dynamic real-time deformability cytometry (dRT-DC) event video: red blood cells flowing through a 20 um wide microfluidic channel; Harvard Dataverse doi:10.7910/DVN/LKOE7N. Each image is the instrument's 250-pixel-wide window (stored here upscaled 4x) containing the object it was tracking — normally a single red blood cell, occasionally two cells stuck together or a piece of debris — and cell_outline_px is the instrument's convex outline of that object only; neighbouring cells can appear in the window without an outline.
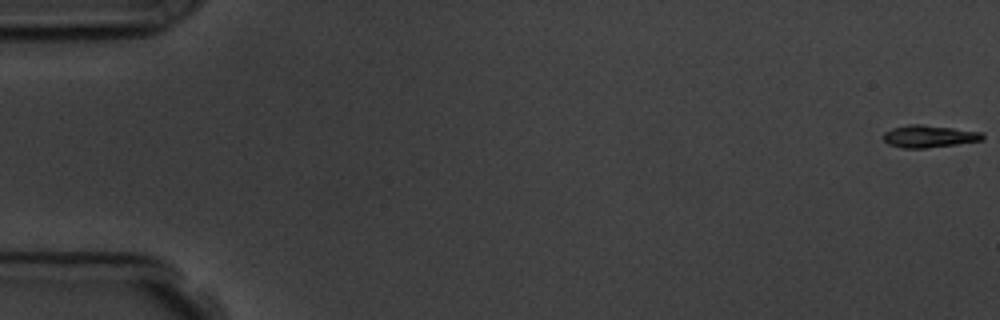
{"species": "common noctule bat (a hibernating species)", "species_latin": "Nyctalus noctula", "temperature_condition": "room temperature", "stored_images_in_passage": 5, "camera_frame_rate_fps": 3000, "um_per_image_px": 0.085, "animal": {"sex": "male", "body_mass_g": 19.5, "forearm_length_mm": 54.6}, "frame": {"image": 1, "passage_image": 1, "time_ms": 0.0, "image_size_px": [1000, 320], "cell_outline_px": [[984, 140], [956, 144], [924, 148], [904, 148], [888, 144], [884, 140], [884, 132], [892, 128], [908, 124], [920, 124], [984, 132]], "centroid_in_image_um": [78.98, 11.58], "position_along_channel_um": 6.0, "area_um2": 12.83}}
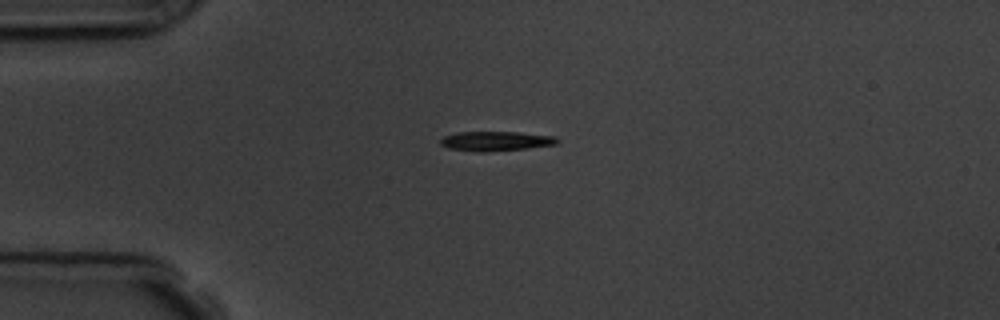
{"frame": {"image": 2, "passage_image": 5, "time_ms": 4.667, "image_size_px": [1000, 320], "cell_outline_px": [[560, 140], [556, 144], [528, 148], [488, 152], [476, 152], [448, 148], [440, 144], [440, 140], [444, 136], [456, 132], [520, 132], [556, 136]], "centroid_in_image_um": [42.15, 11.99], "position_along_channel_um": 42.8, "area_um2": 13.47}}